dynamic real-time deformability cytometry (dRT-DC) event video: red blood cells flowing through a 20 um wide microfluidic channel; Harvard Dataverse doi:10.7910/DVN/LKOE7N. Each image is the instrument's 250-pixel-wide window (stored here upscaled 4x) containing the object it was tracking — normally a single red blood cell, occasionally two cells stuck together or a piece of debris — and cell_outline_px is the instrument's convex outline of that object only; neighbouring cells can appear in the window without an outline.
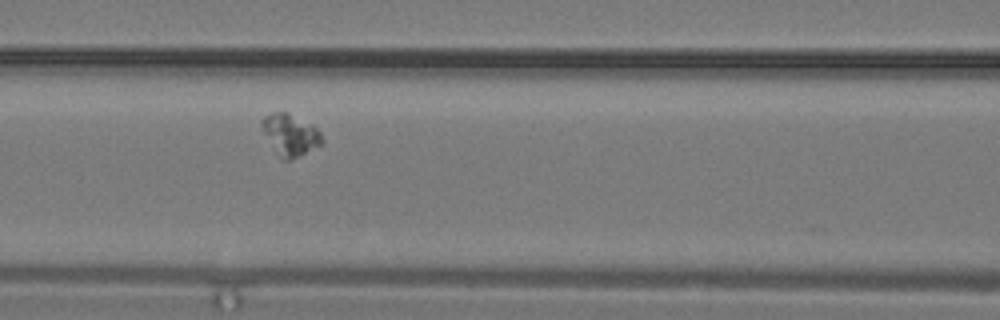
{"species": "common noctule bat (a hibernating species)", "species_latin": "Nyctalus noctula", "temperature_condition": "warm", "stored_images_in_passage": 5, "camera_frame_rate_fps": 3000, "um_per_image_px": 0.085, "animal": {"sex": "male", "body_mass_g": 19.2, "forearm_length_mm": 51.8}, "frame": {"image": 1, "passage_image": 5, "time_ms": 1.333, "image_size_px": [1000, 320], "cell_outline_px": [[324, 140], [320, 144], [288, 160], [284, 160], [280, 156], [264, 132], [260, 124], [260, 120], [264, 116], [276, 112], [288, 112], [312, 124], [320, 132]], "centroid_in_image_um": [24.67, 11.4], "position_along_channel_um": 141.9, "area_um2": 13.99}}